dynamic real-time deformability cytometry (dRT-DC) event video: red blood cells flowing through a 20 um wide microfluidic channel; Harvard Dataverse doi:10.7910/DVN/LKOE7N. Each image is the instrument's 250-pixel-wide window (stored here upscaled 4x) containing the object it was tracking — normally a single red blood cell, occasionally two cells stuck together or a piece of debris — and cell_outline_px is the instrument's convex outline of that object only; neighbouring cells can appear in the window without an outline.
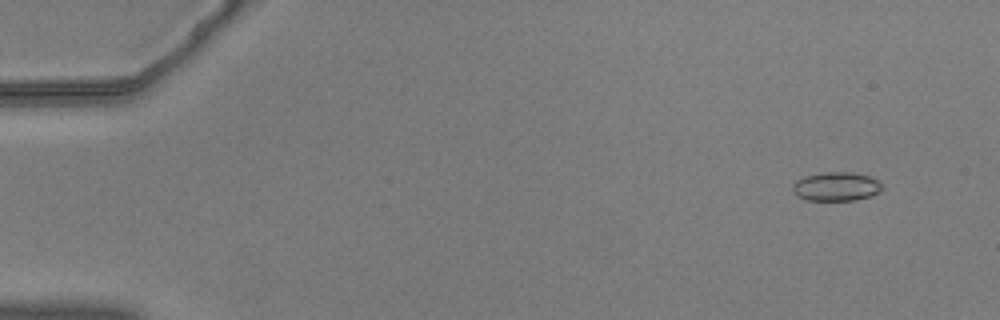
{"species": "common noctule bat (a hibernating species)", "species_latin": "Nyctalus noctula", "temperature_condition": "warm", "stored_images_in_passage": 57, "camera_frame_rate_fps": 3000, "um_per_image_px": 0.085, "animal": {"sex": "male", "body_mass_g": 20.5, "forearm_length_mm": 52.5}, "frame": {"image": 1, "passage_image": 5, "time_ms": 1.333, "image_size_px": [1000, 320], "cell_outline_px": [[884, 188], [880, 192], [872, 196], [856, 200], [804, 200], [796, 196], [792, 192], [792, 184], [796, 180], [804, 176], [824, 172], [852, 172], [868, 176], [880, 180]], "centroid_in_image_um": [71.08, 15.86], "position_along_channel_um": 13.9, "area_um2": 15.43}}
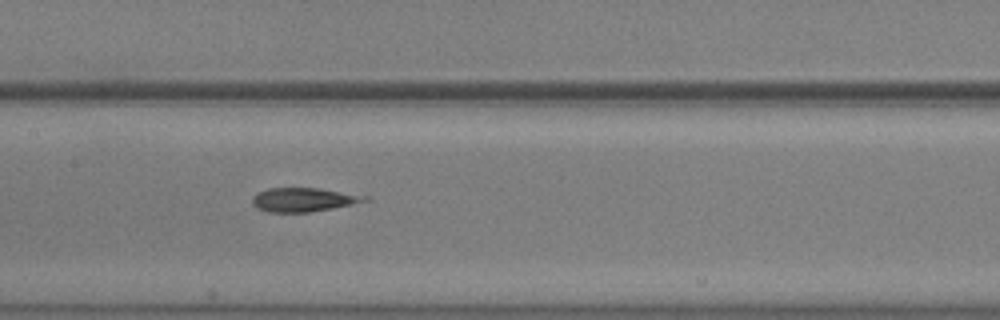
{"frame": {"image": 2, "passage_image": 29, "time_ms": 9.333, "image_size_px": [1000, 320], "cell_outline_px": [[372, 200], [332, 208], [308, 212], [268, 212], [256, 208], [252, 204], [252, 196], [256, 192], [268, 188], [320, 188], [368, 196]], "centroid_in_image_um": [25.77, 16.97], "position_along_channel_um": 181.6, "area_um2": 15.78}}
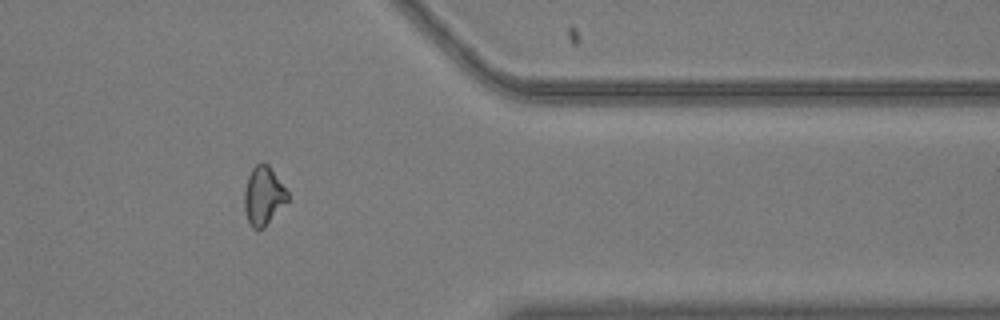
{"frame": {"image": 3, "passage_image": 47, "time_ms": 15.333, "image_size_px": [1000, 320], "cell_outline_px": [[288, 200], [264, 228], [252, 228], [248, 224], [244, 208], [244, 192], [248, 176], [252, 168], [256, 164], [268, 164], [288, 192]], "centroid_in_image_um": [22.37, 16.67], "position_along_channel_um": 389.0, "area_um2": 14.62}}